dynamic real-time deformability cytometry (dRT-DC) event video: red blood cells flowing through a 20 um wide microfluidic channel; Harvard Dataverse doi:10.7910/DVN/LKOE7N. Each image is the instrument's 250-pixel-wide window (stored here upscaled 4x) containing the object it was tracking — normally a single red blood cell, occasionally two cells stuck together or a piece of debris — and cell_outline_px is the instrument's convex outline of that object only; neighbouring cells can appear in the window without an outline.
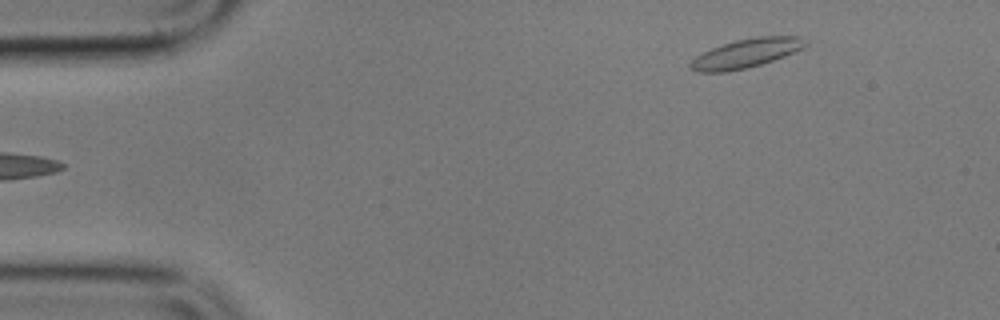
{"species": "common noctule bat (a hibernating species)", "species_latin": "Nyctalus noctula", "temperature_condition": "cold", "stored_images_in_passage": 4, "camera_frame_rate_fps": 3000, "um_per_image_px": 0.085, "animal": {"sex": "male", "body_mass_g": 17.9}, "frame": {"image": 1, "passage_image": 4, "time_ms": 4.333, "image_size_px": [1000, 320], "cell_outline_px": [[808, 44], [804, 48], [784, 56], [748, 68], [728, 72], [696, 72], [688, 68], [688, 64], [696, 56], [712, 48], [736, 40], [756, 36], [804, 36]], "centroid_in_image_um": [63.43, 4.53], "position_along_channel_um": 21.6, "area_um2": 19.54}}